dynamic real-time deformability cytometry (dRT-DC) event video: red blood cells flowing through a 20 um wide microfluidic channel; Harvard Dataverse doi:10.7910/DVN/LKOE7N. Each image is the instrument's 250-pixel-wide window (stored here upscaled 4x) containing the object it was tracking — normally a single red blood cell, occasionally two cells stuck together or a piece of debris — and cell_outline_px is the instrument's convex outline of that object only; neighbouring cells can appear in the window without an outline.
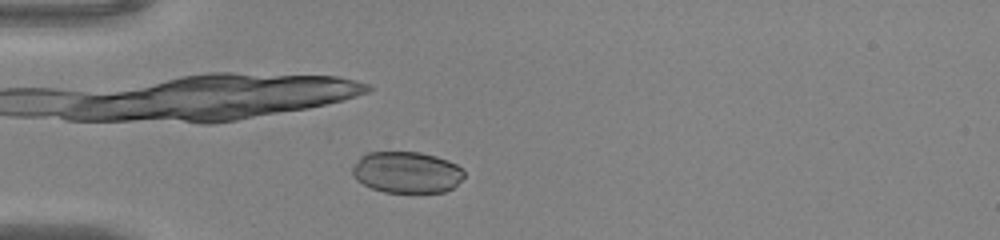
{"species": "common noctule bat (a hibernating species)", "species_latin": "Nyctalus noctula", "temperature_condition": "warm", "stored_images_in_passage": 41, "camera_frame_rate_fps": 3000, "um_per_image_px": 0.085, "animal": {"sex": "male", "body_mass_g": 20.0, "forearm_length_mm": 53.3}, "frame": {"image": 1, "passage_image": 5, "time_ms": 1.333, "image_size_px": [1000, 240], "cell_outline_px": [[464, 176], [452, 188], [444, 192], [384, 192], [372, 188], [356, 180], [352, 176], [352, 164], [360, 156], [368, 152], [420, 152], [436, 156], [448, 160], [456, 164], [464, 172]], "centroid_in_image_um": [34.53, 14.63], "position_along_channel_um": 50.5, "area_um2": 27.05}}
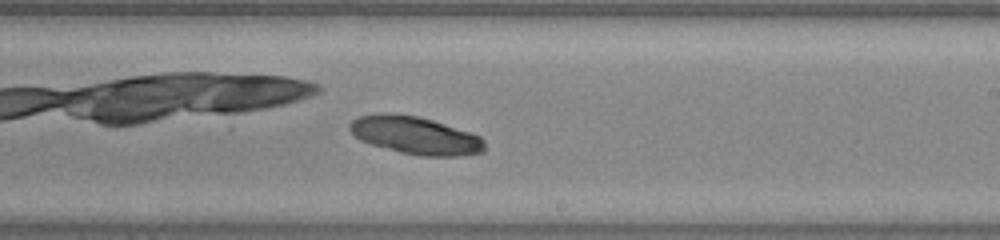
{"frame": {"image": 2, "passage_image": 21, "time_ms": 6.667, "image_size_px": [1000, 240], "cell_outline_px": [[484, 152], [460, 156], [420, 156], [400, 152], [372, 144], [360, 140], [348, 128], [348, 124], [352, 120], [360, 116], [380, 112], [384, 112], [420, 116], [480, 136], [484, 140]], "centroid_in_image_um": [35.28, 11.5], "position_along_channel_um": 253.7, "area_um2": 29.59}}
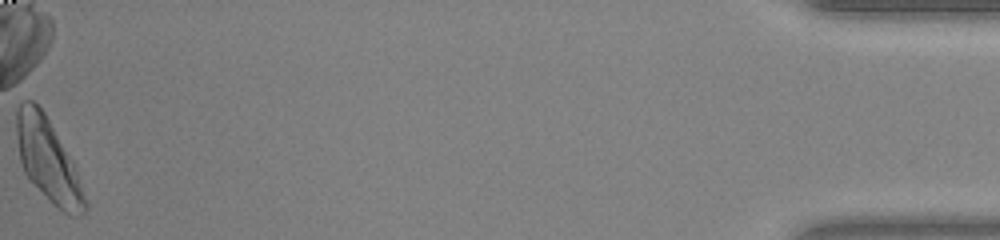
{"frame": {"image": 3, "passage_image": 41, "time_ms": 13.333, "image_size_px": [1000, 240], "cell_outline_px": [[88, 208], [80, 216], [68, 216], [52, 204], [28, 180], [24, 172], [20, 160], [16, 132], [16, 108], [24, 100], [32, 100], [44, 112], [72, 160], [88, 204]], "centroid_in_image_um": [4.07, 13.66], "position_along_channel_um": 431.1, "area_um2": 33.12}}